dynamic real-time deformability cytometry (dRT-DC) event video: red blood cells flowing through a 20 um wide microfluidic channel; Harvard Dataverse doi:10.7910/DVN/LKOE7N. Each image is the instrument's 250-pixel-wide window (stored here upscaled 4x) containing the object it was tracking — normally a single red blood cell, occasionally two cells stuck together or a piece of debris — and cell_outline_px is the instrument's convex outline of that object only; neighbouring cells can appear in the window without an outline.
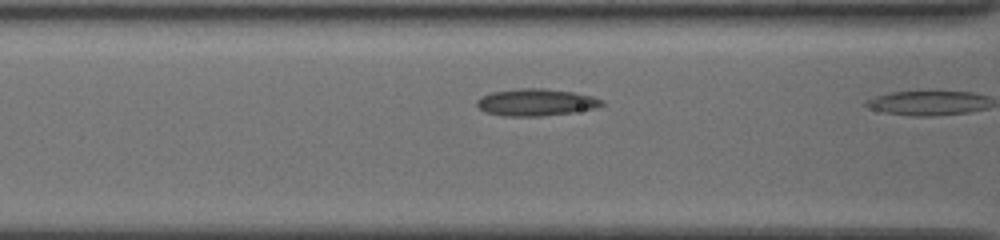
{"species": "common noctule bat (a hibernating species)", "species_latin": "Nyctalus noctula", "temperature_condition": "cold", "stored_images_in_passage": 6, "camera_frame_rate_fps": 3000, "um_per_image_px": 0.085, "animal": {"sex": "female", "body_mass_g": 19.5, "forearm_length_mm": 54.1}, "frame": {"image": 1, "passage_image": 5, "time_ms": 1.333, "image_size_px": [1000, 240], "cell_outline_px": [[604, 104], [592, 108], [572, 112], [540, 116], [504, 116], [484, 112], [476, 104], [476, 100], [480, 96], [492, 92], [520, 88], [544, 88], [572, 92], [592, 96], [604, 100]], "centroid_in_image_um": [45.51, 8.69], "position_along_channel_um": 121.1, "area_um2": 19.59}}